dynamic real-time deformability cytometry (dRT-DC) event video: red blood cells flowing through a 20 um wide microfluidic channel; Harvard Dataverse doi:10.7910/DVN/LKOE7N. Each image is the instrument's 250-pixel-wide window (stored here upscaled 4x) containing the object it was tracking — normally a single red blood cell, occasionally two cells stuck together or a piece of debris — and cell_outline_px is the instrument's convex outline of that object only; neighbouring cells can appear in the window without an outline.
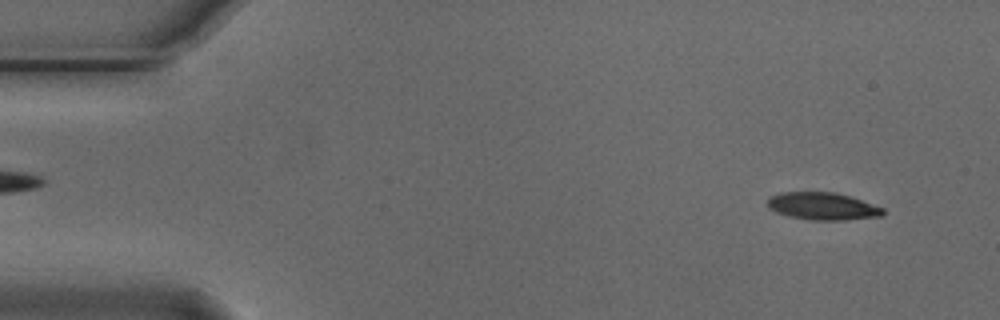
{"species": "Egyptian fruit bat (a non-hibernating species)", "species_latin": "Rousettus aegyptiacus", "temperature_condition": "cold", "stored_images_in_passage": 16, "camera_frame_rate_fps": 3000, "um_per_image_px": 0.085, "animal": {"sex": "male"}, "frame": {"image": 1, "passage_image": 4, "time_ms": 1.0, "image_size_px": [1000, 320], "cell_outline_px": [[884, 216], [844, 220], [812, 220], [788, 216], [776, 212], [768, 208], [768, 196], [780, 192], [836, 192], [884, 208]], "centroid_in_image_um": [69.9, 17.53], "position_along_channel_um": 15.1, "area_um2": 18.5}}
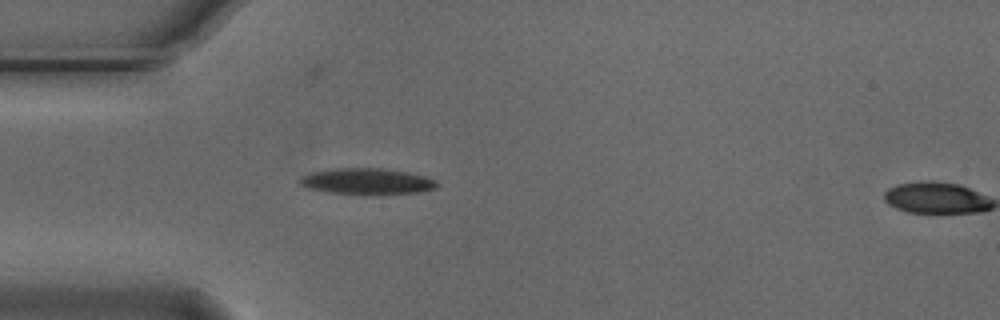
{"frame": {"image": 2, "passage_image": 15, "time_ms": 4.667, "image_size_px": [1000, 320], "cell_outline_px": [[440, 184], [436, 188], [420, 192], [380, 196], [364, 196], [328, 192], [308, 188], [296, 184], [300, 176], [312, 172], [332, 168], [380, 168], [408, 172], [424, 176], [436, 180]], "centroid_in_image_um": [31.18, 15.45], "position_along_channel_um": 53.8, "area_um2": 21.79}}